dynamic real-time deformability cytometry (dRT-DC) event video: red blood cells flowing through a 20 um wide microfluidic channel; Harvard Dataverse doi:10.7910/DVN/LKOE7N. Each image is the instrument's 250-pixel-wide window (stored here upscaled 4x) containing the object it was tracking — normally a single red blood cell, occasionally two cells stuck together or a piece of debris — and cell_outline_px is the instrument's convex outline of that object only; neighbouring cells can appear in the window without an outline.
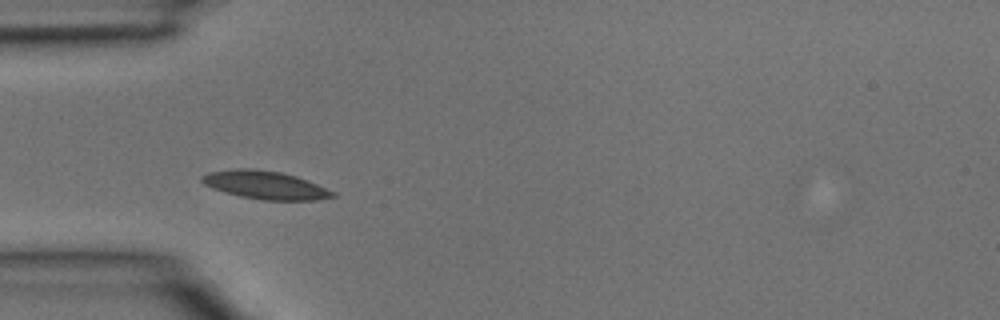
{"species": "common noctule bat (a hibernating species)", "species_latin": "Nyctalus noctula", "temperature_condition": "room temperature", "stored_images_in_passage": 2, "camera_frame_rate_fps": 3000, "um_per_image_px": 0.085, "animal": {"sex": "male", "body_mass_g": 15.6}, "frame": {"image": 1, "passage_image": 2, "time_ms": 0.333, "image_size_px": [1000, 320], "cell_outline_px": [[336, 196], [320, 200], [264, 200], [240, 196], [224, 192], [212, 188], [204, 184], [200, 180], [200, 176], [208, 172], [236, 168], [252, 168], [280, 172], [296, 176], [308, 180], [336, 192]], "centroid_in_image_um": [22.54, 15.72], "position_along_channel_um": 62.5, "area_um2": 21.62}}